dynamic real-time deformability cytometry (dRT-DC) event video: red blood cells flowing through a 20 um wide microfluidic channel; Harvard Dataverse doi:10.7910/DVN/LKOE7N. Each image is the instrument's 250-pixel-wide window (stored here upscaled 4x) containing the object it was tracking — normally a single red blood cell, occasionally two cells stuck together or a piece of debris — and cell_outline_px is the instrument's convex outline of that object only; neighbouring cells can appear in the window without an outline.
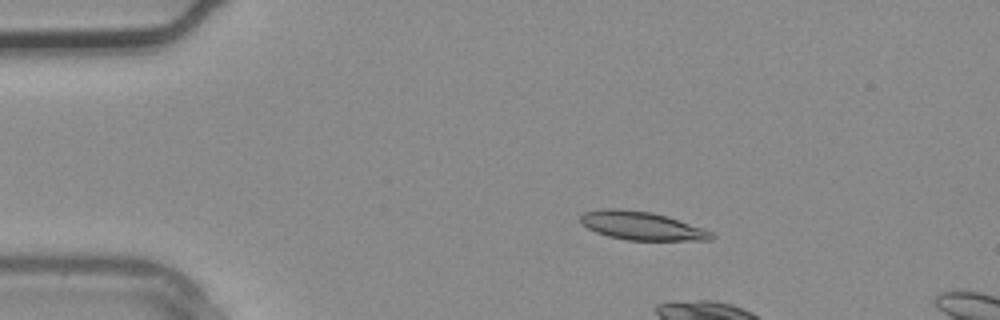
{"species": "common noctule bat (a hibernating species)", "species_latin": "Nyctalus noctula", "temperature_condition": "warm", "stored_images_in_passage": 3, "camera_frame_rate_fps": 3000, "um_per_image_px": 0.085, "animal": {"sex": "male", "body_mass_g": 20.4}, "frame": {"image": 1, "passage_image": 1, "time_ms": 0.0, "image_size_px": [1000, 320], "cell_outline_px": [[716, 236], [712, 240], [628, 240], [608, 236], [596, 232], [588, 228], [580, 220], [580, 216], [584, 212], [604, 208], [616, 208], [652, 212], [668, 216], [704, 228], [712, 232]], "centroid_in_image_um": [54.58, 19.19], "position_along_channel_um": 30.4, "area_um2": 21.73}}